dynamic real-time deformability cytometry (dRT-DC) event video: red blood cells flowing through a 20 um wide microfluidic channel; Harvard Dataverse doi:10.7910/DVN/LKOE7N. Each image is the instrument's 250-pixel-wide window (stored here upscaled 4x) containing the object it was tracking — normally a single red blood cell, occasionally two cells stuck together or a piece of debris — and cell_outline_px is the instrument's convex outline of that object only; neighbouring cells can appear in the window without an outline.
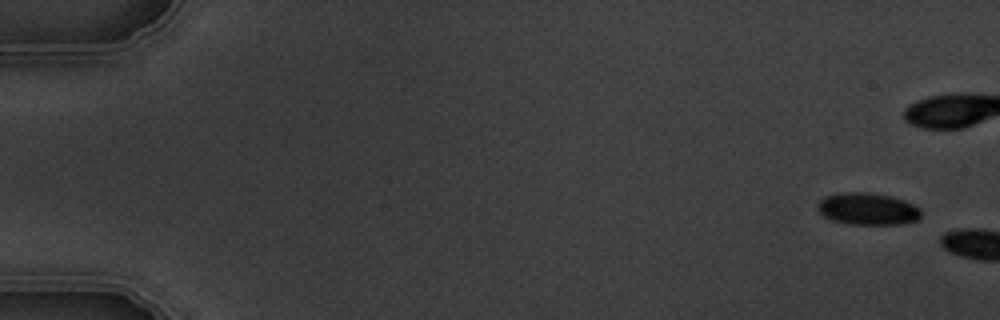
{"species": "common noctule bat (a hibernating species)", "species_latin": "Nyctalus noctula", "temperature_condition": "warm", "stored_images_in_passage": 2, "camera_frame_rate_fps": 3000, "um_per_image_px": 0.085, "animal": {"sex": "male", "body_mass_g": 19.5, "forearm_length_mm": 54.6}, "frame": {"image": 1, "passage_image": 1, "time_ms": 0.0, "image_size_px": [1000, 320], "cell_outline_px": [[920, 216], [916, 220], [904, 224], [848, 224], [832, 220], [824, 216], [816, 208], [820, 200], [824, 196], [840, 192], [868, 192], [892, 196], [904, 200], [920, 208]], "centroid_in_image_um": [73.73, 17.75], "position_along_channel_um": 11.3, "area_um2": 19.42}}